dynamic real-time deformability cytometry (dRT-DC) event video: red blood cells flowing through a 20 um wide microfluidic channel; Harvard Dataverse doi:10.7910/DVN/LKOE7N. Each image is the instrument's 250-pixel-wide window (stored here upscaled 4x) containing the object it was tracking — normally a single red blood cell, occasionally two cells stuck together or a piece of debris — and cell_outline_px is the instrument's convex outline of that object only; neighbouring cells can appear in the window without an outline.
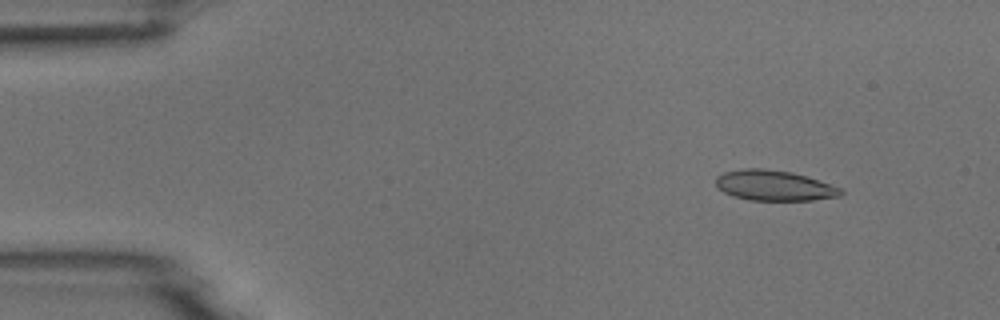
{"species": "common noctule bat (a hibernating species)", "species_latin": "Nyctalus noctula", "temperature_condition": "room temperature", "stored_images_in_passage": 9, "camera_frame_rate_fps": 3000, "um_per_image_px": 0.085, "animal": {"sex": "male", "body_mass_g": 18.8}, "frame": {"image": 1, "passage_image": 1, "time_ms": 0.0, "image_size_px": [1000, 320], "cell_outline_px": [[844, 192], [840, 196], [812, 200], [752, 200], [732, 196], [716, 188], [716, 176], [724, 172], [744, 168], [764, 168], [792, 172], [844, 188]], "centroid_in_image_um": [65.81, 15.76], "position_along_channel_um": 19.2, "area_um2": 22.25}}
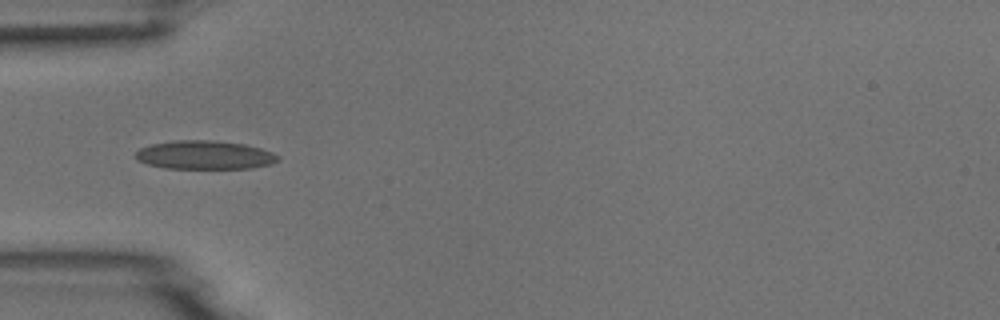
{"frame": {"image": 2, "passage_image": 4, "time_ms": 3.667, "image_size_px": [1000, 320], "cell_outline_px": [[280, 160], [272, 164], [252, 168], [164, 168], [148, 164], [136, 160], [132, 156], [140, 148], [152, 144], [172, 140], [212, 140], [244, 144], [260, 148], [272, 152], [280, 156]], "centroid_in_image_um": [17.39, 13.17], "position_along_channel_um": 67.6, "area_um2": 23.93}}
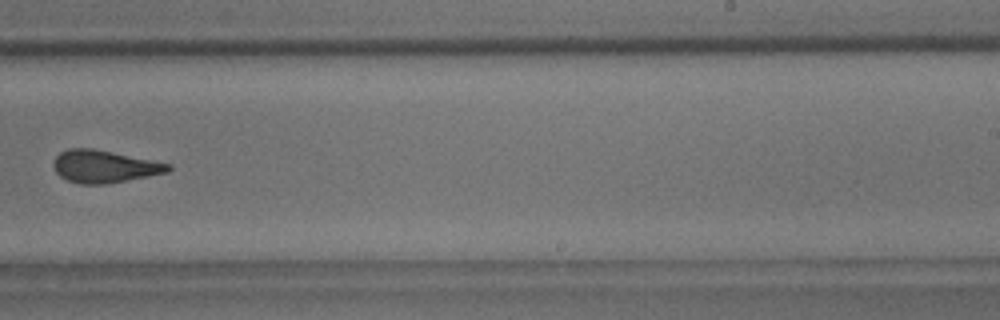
{"frame": {"image": 3, "passage_image": 9, "time_ms": 9.333, "image_size_px": [1000, 320], "cell_outline_px": [[172, 168], [168, 172], [148, 176], [104, 184], [80, 184], [68, 180], [60, 176], [56, 172], [52, 164], [56, 156], [60, 152], [68, 148], [92, 148], [172, 164]], "centroid_in_image_um": [8.85, 14.14], "position_along_channel_um": 280.2, "area_um2": 21.56}}